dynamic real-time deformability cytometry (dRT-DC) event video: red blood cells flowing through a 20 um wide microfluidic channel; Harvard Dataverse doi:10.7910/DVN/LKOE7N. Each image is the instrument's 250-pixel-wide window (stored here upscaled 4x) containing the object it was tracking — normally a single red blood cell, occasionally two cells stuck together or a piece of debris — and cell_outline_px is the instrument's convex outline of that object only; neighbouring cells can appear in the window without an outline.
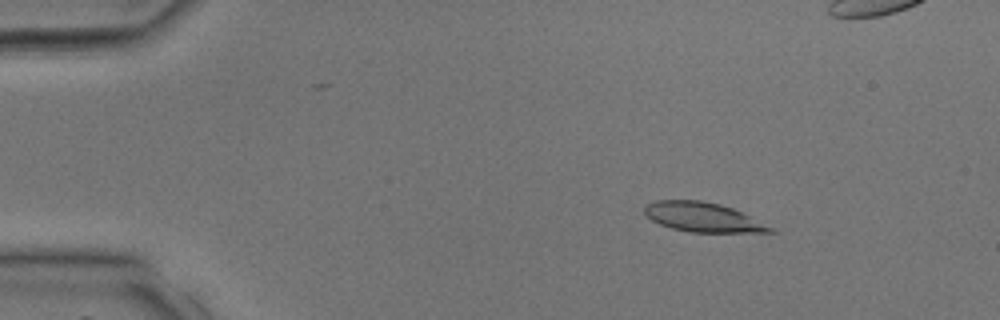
{"species": "common noctule bat (a hibernating species)", "species_latin": "Nyctalus noctula", "temperature_condition": "room temperature", "stored_images_in_passage": 14, "camera_frame_rate_fps": 3000, "um_per_image_px": 0.085, "animal": {"sex": "male", "body_mass_g": 17.9, "forearm_length_mm": 54.2}, "frame": {"image": 1, "passage_image": 6, "time_ms": 1.667, "image_size_px": [1000, 320], "cell_outline_px": [[776, 232], [692, 232], [672, 228], [660, 224], [644, 216], [644, 204], [656, 200], [700, 200], [720, 204], [732, 208], [772, 228]], "centroid_in_image_um": [59.64, 18.45], "position_along_channel_um": 25.4, "area_um2": 21.27}}